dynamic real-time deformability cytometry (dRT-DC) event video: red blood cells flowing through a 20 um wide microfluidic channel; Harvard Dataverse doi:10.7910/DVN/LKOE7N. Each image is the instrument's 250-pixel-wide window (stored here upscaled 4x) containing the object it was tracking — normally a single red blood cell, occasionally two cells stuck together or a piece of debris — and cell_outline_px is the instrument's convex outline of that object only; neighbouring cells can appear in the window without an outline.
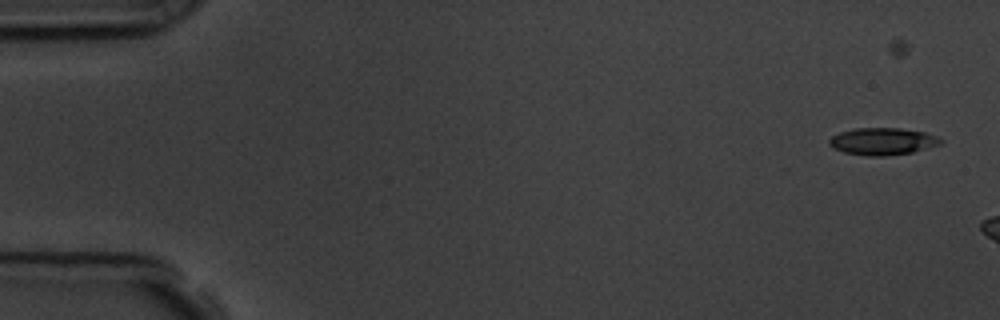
{"species": "common noctule bat (a hibernating species)", "species_latin": "Nyctalus noctula", "temperature_condition": "room temperature", "stored_images_in_passage": 12, "camera_frame_rate_fps": 3000, "um_per_image_px": 0.085, "animal": {"sex": "male", "body_mass_g": 19.5, "forearm_length_mm": 54.6}, "frame": {"image": 1, "passage_image": 4, "time_ms": 1.0, "image_size_px": [1000, 320], "cell_outline_px": [[944, 140], [940, 144], [912, 152], [884, 156], [864, 156], [844, 152], [828, 144], [828, 140], [832, 136], [840, 132], [856, 128], [900, 128], [924, 132], [936, 136]], "centroid_in_image_um": [75.01, 12.01], "position_along_channel_um": 10.0, "area_um2": 17.51}}